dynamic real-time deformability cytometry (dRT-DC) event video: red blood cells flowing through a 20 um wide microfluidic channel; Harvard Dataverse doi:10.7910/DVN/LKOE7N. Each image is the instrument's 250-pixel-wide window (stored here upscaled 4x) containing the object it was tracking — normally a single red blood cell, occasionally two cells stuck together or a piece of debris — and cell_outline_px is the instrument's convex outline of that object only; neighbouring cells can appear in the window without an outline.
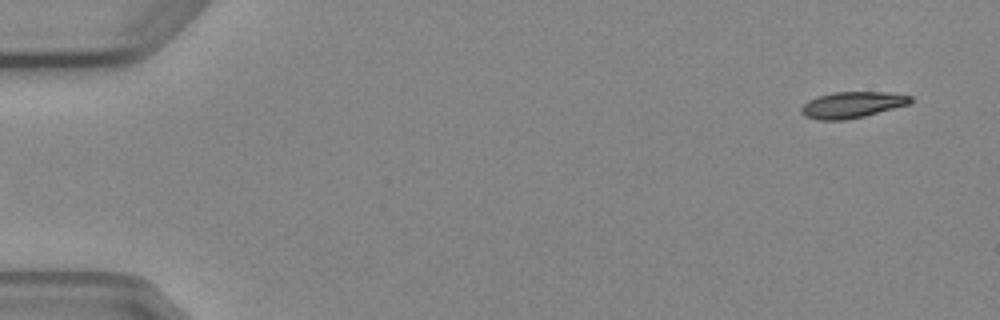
{"species": "Egyptian fruit bat (a non-hibernating species)", "species_latin": "Rousettus aegyptiacus", "temperature_condition": "cold", "stored_images_in_passage": 5, "segment_of_instrument_passage": [2, 2], "camera_frame_rate_fps": 3000, "um_per_image_px": 0.085, "animal": {"sex": "female"}, "frame": {"image": 1, "passage_image": 5, "time_ms": 5.667, "image_size_px": [1000, 320], "cell_outline_px": [[912, 100], [908, 104], [864, 116], [844, 120], [820, 120], [804, 116], [800, 112], [800, 108], [808, 100], [816, 96], [832, 92], [888, 92], [912, 96]], "centroid_in_image_um": [72.38, 8.9], "position_along_channel_um": 12.6, "area_um2": 16.65}}